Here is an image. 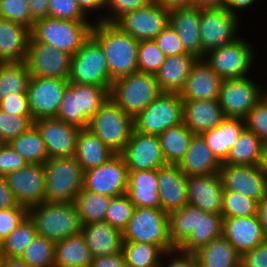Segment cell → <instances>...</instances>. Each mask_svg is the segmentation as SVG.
I'll return each instance as SVG.
<instances>
[{"label": "cell", "mask_w": 267, "mask_h": 267, "mask_svg": "<svg viewBox=\"0 0 267 267\" xmlns=\"http://www.w3.org/2000/svg\"><path fill=\"white\" fill-rule=\"evenodd\" d=\"M91 36L101 45L108 62L109 77L114 80L138 71L139 41L114 23L94 21Z\"/></svg>", "instance_id": "1"}, {"label": "cell", "mask_w": 267, "mask_h": 267, "mask_svg": "<svg viewBox=\"0 0 267 267\" xmlns=\"http://www.w3.org/2000/svg\"><path fill=\"white\" fill-rule=\"evenodd\" d=\"M37 235L53 240H63L81 233L82 224L74 202H42L28 209Z\"/></svg>", "instance_id": "2"}, {"label": "cell", "mask_w": 267, "mask_h": 267, "mask_svg": "<svg viewBox=\"0 0 267 267\" xmlns=\"http://www.w3.org/2000/svg\"><path fill=\"white\" fill-rule=\"evenodd\" d=\"M45 202H74L83 188L84 172L74 156L49 158L44 164Z\"/></svg>", "instance_id": "3"}, {"label": "cell", "mask_w": 267, "mask_h": 267, "mask_svg": "<svg viewBox=\"0 0 267 267\" xmlns=\"http://www.w3.org/2000/svg\"><path fill=\"white\" fill-rule=\"evenodd\" d=\"M93 21H70L46 17L34 22L31 37L72 56L91 36Z\"/></svg>", "instance_id": "4"}, {"label": "cell", "mask_w": 267, "mask_h": 267, "mask_svg": "<svg viewBox=\"0 0 267 267\" xmlns=\"http://www.w3.org/2000/svg\"><path fill=\"white\" fill-rule=\"evenodd\" d=\"M161 93L155 75L136 71L112 82L110 98L134 118Z\"/></svg>", "instance_id": "5"}, {"label": "cell", "mask_w": 267, "mask_h": 267, "mask_svg": "<svg viewBox=\"0 0 267 267\" xmlns=\"http://www.w3.org/2000/svg\"><path fill=\"white\" fill-rule=\"evenodd\" d=\"M122 234L123 242L157 245L165 253L176 250L169 238L168 214L162 208L135 207Z\"/></svg>", "instance_id": "6"}, {"label": "cell", "mask_w": 267, "mask_h": 267, "mask_svg": "<svg viewBox=\"0 0 267 267\" xmlns=\"http://www.w3.org/2000/svg\"><path fill=\"white\" fill-rule=\"evenodd\" d=\"M88 129L115 154H121L134 129V118L109 98L90 119Z\"/></svg>", "instance_id": "7"}, {"label": "cell", "mask_w": 267, "mask_h": 267, "mask_svg": "<svg viewBox=\"0 0 267 267\" xmlns=\"http://www.w3.org/2000/svg\"><path fill=\"white\" fill-rule=\"evenodd\" d=\"M68 81L111 90L108 62L101 45L90 36L72 56Z\"/></svg>", "instance_id": "8"}, {"label": "cell", "mask_w": 267, "mask_h": 267, "mask_svg": "<svg viewBox=\"0 0 267 267\" xmlns=\"http://www.w3.org/2000/svg\"><path fill=\"white\" fill-rule=\"evenodd\" d=\"M241 16L231 13L225 6L201 8V59L209 51L238 39ZM237 33V34H236Z\"/></svg>", "instance_id": "9"}, {"label": "cell", "mask_w": 267, "mask_h": 267, "mask_svg": "<svg viewBox=\"0 0 267 267\" xmlns=\"http://www.w3.org/2000/svg\"><path fill=\"white\" fill-rule=\"evenodd\" d=\"M182 122L183 101L180 94L162 92L134 117V129L144 134L159 135Z\"/></svg>", "instance_id": "10"}, {"label": "cell", "mask_w": 267, "mask_h": 267, "mask_svg": "<svg viewBox=\"0 0 267 267\" xmlns=\"http://www.w3.org/2000/svg\"><path fill=\"white\" fill-rule=\"evenodd\" d=\"M254 54L253 46L239 37L230 44L209 51L204 60L223 80L238 79L248 77Z\"/></svg>", "instance_id": "11"}, {"label": "cell", "mask_w": 267, "mask_h": 267, "mask_svg": "<svg viewBox=\"0 0 267 267\" xmlns=\"http://www.w3.org/2000/svg\"><path fill=\"white\" fill-rule=\"evenodd\" d=\"M252 78L225 79L222 81L218 102L226 118L245 119L249 111L264 96L266 90Z\"/></svg>", "instance_id": "12"}, {"label": "cell", "mask_w": 267, "mask_h": 267, "mask_svg": "<svg viewBox=\"0 0 267 267\" xmlns=\"http://www.w3.org/2000/svg\"><path fill=\"white\" fill-rule=\"evenodd\" d=\"M114 24L138 41L154 40L170 24V9L153 0L144 7L124 14Z\"/></svg>", "instance_id": "13"}, {"label": "cell", "mask_w": 267, "mask_h": 267, "mask_svg": "<svg viewBox=\"0 0 267 267\" xmlns=\"http://www.w3.org/2000/svg\"><path fill=\"white\" fill-rule=\"evenodd\" d=\"M72 55L50 45L35 41L31 36L25 63L31 77L68 79Z\"/></svg>", "instance_id": "14"}, {"label": "cell", "mask_w": 267, "mask_h": 267, "mask_svg": "<svg viewBox=\"0 0 267 267\" xmlns=\"http://www.w3.org/2000/svg\"><path fill=\"white\" fill-rule=\"evenodd\" d=\"M128 168L121 154H115L103 165L84 172L83 188L97 194L116 197L127 192Z\"/></svg>", "instance_id": "15"}, {"label": "cell", "mask_w": 267, "mask_h": 267, "mask_svg": "<svg viewBox=\"0 0 267 267\" xmlns=\"http://www.w3.org/2000/svg\"><path fill=\"white\" fill-rule=\"evenodd\" d=\"M68 79L31 77L27 96L33 121L56 117Z\"/></svg>", "instance_id": "16"}, {"label": "cell", "mask_w": 267, "mask_h": 267, "mask_svg": "<svg viewBox=\"0 0 267 267\" xmlns=\"http://www.w3.org/2000/svg\"><path fill=\"white\" fill-rule=\"evenodd\" d=\"M20 206L27 209L45 202V171L40 164H28L5 176Z\"/></svg>", "instance_id": "17"}, {"label": "cell", "mask_w": 267, "mask_h": 267, "mask_svg": "<svg viewBox=\"0 0 267 267\" xmlns=\"http://www.w3.org/2000/svg\"><path fill=\"white\" fill-rule=\"evenodd\" d=\"M121 155L128 171L159 169L167 165L158 135L144 134L135 129Z\"/></svg>", "instance_id": "18"}, {"label": "cell", "mask_w": 267, "mask_h": 267, "mask_svg": "<svg viewBox=\"0 0 267 267\" xmlns=\"http://www.w3.org/2000/svg\"><path fill=\"white\" fill-rule=\"evenodd\" d=\"M219 174L225 190L237 191L258 203L267 196V179L259 165L222 164Z\"/></svg>", "instance_id": "19"}, {"label": "cell", "mask_w": 267, "mask_h": 267, "mask_svg": "<svg viewBox=\"0 0 267 267\" xmlns=\"http://www.w3.org/2000/svg\"><path fill=\"white\" fill-rule=\"evenodd\" d=\"M44 141L49 158L74 156L81 128L56 117L33 121Z\"/></svg>", "instance_id": "20"}, {"label": "cell", "mask_w": 267, "mask_h": 267, "mask_svg": "<svg viewBox=\"0 0 267 267\" xmlns=\"http://www.w3.org/2000/svg\"><path fill=\"white\" fill-rule=\"evenodd\" d=\"M188 204L206 213L221 214L224 186L219 173L187 177Z\"/></svg>", "instance_id": "21"}, {"label": "cell", "mask_w": 267, "mask_h": 267, "mask_svg": "<svg viewBox=\"0 0 267 267\" xmlns=\"http://www.w3.org/2000/svg\"><path fill=\"white\" fill-rule=\"evenodd\" d=\"M222 235L241 255L267 239L257 215L223 218Z\"/></svg>", "instance_id": "22"}, {"label": "cell", "mask_w": 267, "mask_h": 267, "mask_svg": "<svg viewBox=\"0 0 267 267\" xmlns=\"http://www.w3.org/2000/svg\"><path fill=\"white\" fill-rule=\"evenodd\" d=\"M222 81L204 58L197 59L179 93L180 97L182 100H218Z\"/></svg>", "instance_id": "23"}, {"label": "cell", "mask_w": 267, "mask_h": 267, "mask_svg": "<svg viewBox=\"0 0 267 267\" xmlns=\"http://www.w3.org/2000/svg\"><path fill=\"white\" fill-rule=\"evenodd\" d=\"M158 193L167 214L188 204L187 176L179 165L167 164L158 169Z\"/></svg>", "instance_id": "24"}, {"label": "cell", "mask_w": 267, "mask_h": 267, "mask_svg": "<svg viewBox=\"0 0 267 267\" xmlns=\"http://www.w3.org/2000/svg\"><path fill=\"white\" fill-rule=\"evenodd\" d=\"M201 8L183 7L170 9V25L175 29L186 53L201 59L200 38Z\"/></svg>", "instance_id": "25"}, {"label": "cell", "mask_w": 267, "mask_h": 267, "mask_svg": "<svg viewBox=\"0 0 267 267\" xmlns=\"http://www.w3.org/2000/svg\"><path fill=\"white\" fill-rule=\"evenodd\" d=\"M183 123L194 133L202 134L217 127L225 118L218 100H182Z\"/></svg>", "instance_id": "26"}, {"label": "cell", "mask_w": 267, "mask_h": 267, "mask_svg": "<svg viewBox=\"0 0 267 267\" xmlns=\"http://www.w3.org/2000/svg\"><path fill=\"white\" fill-rule=\"evenodd\" d=\"M81 234L90 250L92 258L118 253L123 247L122 231L106 221L82 225Z\"/></svg>", "instance_id": "27"}, {"label": "cell", "mask_w": 267, "mask_h": 267, "mask_svg": "<svg viewBox=\"0 0 267 267\" xmlns=\"http://www.w3.org/2000/svg\"><path fill=\"white\" fill-rule=\"evenodd\" d=\"M30 29L0 18V63L26 60Z\"/></svg>", "instance_id": "28"}, {"label": "cell", "mask_w": 267, "mask_h": 267, "mask_svg": "<svg viewBox=\"0 0 267 267\" xmlns=\"http://www.w3.org/2000/svg\"><path fill=\"white\" fill-rule=\"evenodd\" d=\"M221 165L201 134L193 135L186 155L179 163L181 171L187 177L217 174Z\"/></svg>", "instance_id": "29"}, {"label": "cell", "mask_w": 267, "mask_h": 267, "mask_svg": "<svg viewBox=\"0 0 267 267\" xmlns=\"http://www.w3.org/2000/svg\"><path fill=\"white\" fill-rule=\"evenodd\" d=\"M198 58L192 54L166 56L155 74L161 92L180 93L185 86L191 68Z\"/></svg>", "instance_id": "30"}, {"label": "cell", "mask_w": 267, "mask_h": 267, "mask_svg": "<svg viewBox=\"0 0 267 267\" xmlns=\"http://www.w3.org/2000/svg\"><path fill=\"white\" fill-rule=\"evenodd\" d=\"M126 194L135 207L161 208L158 169L129 171Z\"/></svg>", "instance_id": "31"}, {"label": "cell", "mask_w": 267, "mask_h": 267, "mask_svg": "<svg viewBox=\"0 0 267 267\" xmlns=\"http://www.w3.org/2000/svg\"><path fill=\"white\" fill-rule=\"evenodd\" d=\"M245 128L244 119L225 118L217 127L201 135L216 158L223 163Z\"/></svg>", "instance_id": "32"}, {"label": "cell", "mask_w": 267, "mask_h": 267, "mask_svg": "<svg viewBox=\"0 0 267 267\" xmlns=\"http://www.w3.org/2000/svg\"><path fill=\"white\" fill-rule=\"evenodd\" d=\"M223 216L221 214L206 213L197 208L196 228L187 240L178 248L182 253L195 254L206 244L222 236Z\"/></svg>", "instance_id": "33"}, {"label": "cell", "mask_w": 267, "mask_h": 267, "mask_svg": "<svg viewBox=\"0 0 267 267\" xmlns=\"http://www.w3.org/2000/svg\"><path fill=\"white\" fill-rule=\"evenodd\" d=\"M114 155L115 153L88 128L80 130L74 157L77 159L83 172L103 165Z\"/></svg>", "instance_id": "34"}, {"label": "cell", "mask_w": 267, "mask_h": 267, "mask_svg": "<svg viewBox=\"0 0 267 267\" xmlns=\"http://www.w3.org/2000/svg\"><path fill=\"white\" fill-rule=\"evenodd\" d=\"M197 267H241V254L222 235L195 254Z\"/></svg>", "instance_id": "35"}, {"label": "cell", "mask_w": 267, "mask_h": 267, "mask_svg": "<svg viewBox=\"0 0 267 267\" xmlns=\"http://www.w3.org/2000/svg\"><path fill=\"white\" fill-rule=\"evenodd\" d=\"M91 262L90 250L81 233L55 243L54 267H90Z\"/></svg>", "instance_id": "36"}, {"label": "cell", "mask_w": 267, "mask_h": 267, "mask_svg": "<svg viewBox=\"0 0 267 267\" xmlns=\"http://www.w3.org/2000/svg\"><path fill=\"white\" fill-rule=\"evenodd\" d=\"M193 135L183 122L158 135L166 164L179 165L186 155Z\"/></svg>", "instance_id": "37"}, {"label": "cell", "mask_w": 267, "mask_h": 267, "mask_svg": "<svg viewBox=\"0 0 267 267\" xmlns=\"http://www.w3.org/2000/svg\"><path fill=\"white\" fill-rule=\"evenodd\" d=\"M264 145L255 133L245 128L222 164L259 165Z\"/></svg>", "instance_id": "38"}, {"label": "cell", "mask_w": 267, "mask_h": 267, "mask_svg": "<svg viewBox=\"0 0 267 267\" xmlns=\"http://www.w3.org/2000/svg\"><path fill=\"white\" fill-rule=\"evenodd\" d=\"M8 144L29 164L43 165L49 159L41 134L34 124Z\"/></svg>", "instance_id": "39"}, {"label": "cell", "mask_w": 267, "mask_h": 267, "mask_svg": "<svg viewBox=\"0 0 267 267\" xmlns=\"http://www.w3.org/2000/svg\"><path fill=\"white\" fill-rule=\"evenodd\" d=\"M111 197L82 188L75 198L82 225L104 221Z\"/></svg>", "instance_id": "40"}, {"label": "cell", "mask_w": 267, "mask_h": 267, "mask_svg": "<svg viewBox=\"0 0 267 267\" xmlns=\"http://www.w3.org/2000/svg\"><path fill=\"white\" fill-rule=\"evenodd\" d=\"M30 78L25 61L0 63V100L7 95L26 93Z\"/></svg>", "instance_id": "41"}, {"label": "cell", "mask_w": 267, "mask_h": 267, "mask_svg": "<svg viewBox=\"0 0 267 267\" xmlns=\"http://www.w3.org/2000/svg\"><path fill=\"white\" fill-rule=\"evenodd\" d=\"M37 235L34 222L27 216L3 241L0 242L2 258H20Z\"/></svg>", "instance_id": "42"}, {"label": "cell", "mask_w": 267, "mask_h": 267, "mask_svg": "<svg viewBox=\"0 0 267 267\" xmlns=\"http://www.w3.org/2000/svg\"><path fill=\"white\" fill-rule=\"evenodd\" d=\"M169 238L172 245L178 249L196 228L197 207L190 204L168 214Z\"/></svg>", "instance_id": "43"}, {"label": "cell", "mask_w": 267, "mask_h": 267, "mask_svg": "<svg viewBox=\"0 0 267 267\" xmlns=\"http://www.w3.org/2000/svg\"><path fill=\"white\" fill-rule=\"evenodd\" d=\"M122 252L126 267H153L166 258L159 246L149 243L123 242Z\"/></svg>", "instance_id": "44"}, {"label": "cell", "mask_w": 267, "mask_h": 267, "mask_svg": "<svg viewBox=\"0 0 267 267\" xmlns=\"http://www.w3.org/2000/svg\"><path fill=\"white\" fill-rule=\"evenodd\" d=\"M55 243L53 240L36 235L20 259L30 267H54Z\"/></svg>", "instance_id": "45"}, {"label": "cell", "mask_w": 267, "mask_h": 267, "mask_svg": "<svg viewBox=\"0 0 267 267\" xmlns=\"http://www.w3.org/2000/svg\"><path fill=\"white\" fill-rule=\"evenodd\" d=\"M56 118L81 129L88 128L89 119L79 112L78 83L66 87Z\"/></svg>", "instance_id": "46"}, {"label": "cell", "mask_w": 267, "mask_h": 267, "mask_svg": "<svg viewBox=\"0 0 267 267\" xmlns=\"http://www.w3.org/2000/svg\"><path fill=\"white\" fill-rule=\"evenodd\" d=\"M110 98V91L105 87L78 83L79 112L89 120Z\"/></svg>", "instance_id": "47"}, {"label": "cell", "mask_w": 267, "mask_h": 267, "mask_svg": "<svg viewBox=\"0 0 267 267\" xmlns=\"http://www.w3.org/2000/svg\"><path fill=\"white\" fill-rule=\"evenodd\" d=\"M258 202L242 193L224 190L222 216L248 217L257 215Z\"/></svg>", "instance_id": "48"}, {"label": "cell", "mask_w": 267, "mask_h": 267, "mask_svg": "<svg viewBox=\"0 0 267 267\" xmlns=\"http://www.w3.org/2000/svg\"><path fill=\"white\" fill-rule=\"evenodd\" d=\"M134 209L135 205L126 193L111 197L104 221L123 232L133 215Z\"/></svg>", "instance_id": "49"}, {"label": "cell", "mask_w": 267, "mask_h": 267, "mask_svg": "<svg viewBox=\"0 0 267 267\" xmlns=\"http://www.w3.org/2000/svg\"><path fill=\"white\" fill-rule=\"evenodd\" d=\"M137 57L138 71L153 75L158 72L166 58L154 40L139 41Z\"/></svg>", "instance_id": "50"}, {"label": "cell", "mask_w": 267, "mask_h": 267, "mask_svg": "<svg viewBox=\"0 0 267 267\" xmlns=\"http://www.w3.org/2000/svg\"><path fill=\"white\" fill-rule=\"evenodd\" d=\"M32 125V116L12 115L0 110V143H9Z\"/></svg>", "instance_id": "51"}, {"label": "cell", "mask_w": 267, "mask_h": 267, "mask_svg": "<svg viewBox=\"0 0 267 267\" xmlns=\"http://www.w3.org/2000/svg\"><path fill=\"white\" fill-rule=\"evenodd\" d=\"M0 18L33 28L29 5L27 0H0Z\"/></svg>", "instance_id": "52"}, {"label": "cell", "mask_w": 267, "mask_h": 267, "mask_svg": "<svg viewBox=\"0 0 267 267\" xmlns=\"http://www.w3.org/2000/svg\"><path fill=\"white\" fill-rule=\"evenodd\" d=\"M245 126L267 144V95L257 102L245 117Z\"/></svg>", "instance_id": "53"}, {"label": "cell", "mask_w": 267, "mask_h": 267, "mask_svg": "<svg viewBox=\"0 0 267 267\" xmlns=\"http://www.w3.org/2000/svg\"><path fill=\"white\" fill-rule=\"evenodd\" d=\"M153 0H105V8L108 14H103L95 21L115 23L124 14L146 6Z\"/></svg>", "instance_id": "54"}, {"label": "cell", "mask_w": 267, "mask_h": 267, "mask_svg": "<svg viewBox=\"0 0 267 267\" xmlns=\"http://www.w3.org/2000/svg\"><path fill=\"white\" fill-rule=\"evenodd\" d=\"M49 17L70 21H88L77 0H49Z\"/></svg>", "instance_id": "55"}, {"label": "cell", "mask_w": 267, "mask_h": 267, "mask_svg": "<svg viewBox=\"0 0 267 267\" xmlns=\"http://www.w3.org/2000/svg\"><path fill=\"white\" fill-rule=\"evenodd\" d=\"M154 41L165 56L186 54L182 42L175 29L170 24H168L164 30L154 38Z\"/></svg>", "instance_id": "56"}, {"label": "cell", "mask_w": 267, "mask_h": 267, "mask_svg": "<svg viewBox=\"0 0 267 267\" xmlns=\"http://www.w3.org/2000/svg\"><path fill=\"white\" fill-rule=\"evenodd\" d=\"M28 216L23 206L0 210V242L3 241Z\"/></svg>", "instance_id": "57"}, {"label": "cell", "mask_w": 267, "mask_h": 267, "mask_svg": "<svg viewBox=\"0 0 267 267\" xmlns=\"http://www.w3.org/2000/svg\"><path fill=\"white\" fill-rule=\"evenodd\" d=\"M28 164L8 143H0V176H6Z\"/></svg>", "instance_id": "58"}, {"label": "cell", "mask_w": 267, "mask_h": 267, "mask_svg": "<svg viewBox=\"0 0 267 267\" xmlns=\"http://www.w3.org/2000/svg\"><path fill=\"white\" fill-rule=\"evenodd\" d=\"M0 110L12 115L32 116L26 93L7 95L0 100Z\"/></svg>", "instance_id": "59"}, {"label": "cell", "mask_w": 267, "mask_h": 267, "mask_svg": "<svg viewBox=\"0 0 267 267\" xmlns=\"http://www.w3.org/2000/svg\"><path fill=\"white\" fill-rule=\"evenodd\" d=\"M241 267H267V239L241 255Z\"/></svg>", "instance_id": "60"}, {"label": "cell", "mask_w": 267, "mask_h": 267, "mask_svg": "<svg viewBox=\"0 0 267 267\" xmlns=\"http://www.w3.org/2000/svg\"><path fill=\"white\" fill-rule=\"evenodd\" d=\"M165 256L170 257L166 267H197L194 254L182 253L176 249L165 253ZM163 267L165 266L163 265Z\"/></svg>", "instance_id": "61"}, {"label": "cell", "mask_w": 267, "mask_h": 267, "mask_svg": "<svg viewBox=\"0 0 267 267\" xmlns=\"http://www.w3.org/2000/svg\"><path fill=\"white\" fill-rule=\"evenodd\" d=\"M90 267H126L122 250L118 253L92 258Z\"/></svg>", "instance_id": "62"}, {"label": "cell", "mask_w": 267, "mask_h": 267, "mask_svg": "<svg viewBox=\"0 0 267 267\" xmlns=\"http://www.w3.org/2000/svg\"><path fill=\"white\" fill-rule=\"evenodd\" d=\"M20 206L12 190L10 189L5 176H0V210Z\"/></svg>", "instance_id": "63"}, {"label": "cell", "mask_w": 267, "mask_h": 267, "mask_svg": "<svg viewBox=\"0 0 267 267\" xmlns=\"http://www.w3.org/2000/svg\"><path fill=\"white\" fill-rule=\"evenodd\" d=\"M32 20L49 17V0H27Z\"/></svg>", "instance_id": "64"}, {"label": "cell", "mask_w": 267, "mask_h": 267, "mask_svg": "<svg viewBox=\"0 0 267 267\" xmlns=\"http://www.w3.org/2000/svg\"><path fill=\"white\" fill-rule=\"evenodd\" d=\"M77 3L83 13L88 17L90 12H93L97 10H103L105 8V0H77ZM89 13V14H88Z\"/></svg>", "instance_id": "65"}, {"label": "cell", "mask_w": 267, "mask_h": 267, "mask_svg": "<svg viewBox=\"0 0 267 267\" xmlns=\"http://www.w3.org/2000/svg\"><path fill=\"white\" fill-rule=\"evenodd\" d=\"M257 0H224V6L233 14L238 15L236 12L241 9H247L251 5H254Z\"/></svg>", "instance_id": "66"}, {"label": "cell", "mask_w": 267, "mask_h": 267, "mask_svg": "<svg viewBox=\"0 0 267 267\" xmlns=\"http://www.w3.org/2000/svg\"><path fill=\"white\" fill-rule=\"evenodd\" d=\"M257 216L267 237V196L258 203Z\"/></svg>", "instance_id": "67"}, {"label": "cell", "mask_w": 267, "mask_h": 267, "mask_svg": "<svg viewBox=\"0 0 267 267\" xmlns=\"http://www.w3.org/2000/svg\"><path fill=\"white\" fill-rule=\"evenodd\" d=\"M167 9L191 7V0H154Z\"/></svg>", "instance_id": "68"}, {"label": "cell", "mask_w": 267, "mask_h": 267, "mask_svg": "<svg viewBox=\"0 0 267 267\" xmlns=\"http://www.w3.org/2000/svg\"><path fill=\"white\" fill-rule=\"evenodd\" d=\"M224 6V0H191V7L207 8Z\"/></svg>", "instance_id": "69"}, {"label": "cell", "mask_w": 267, "mask_h": 267, "mask_svg": "<svg viewBox=\"0 0 267 267\" xmlns=\"http://www.w3.org/2000/svg\"><path fill=\"white\" fill-rule=\"evenodd\" d=\"M3 267H30L20 258H2Z\"/></svg>", "instance_id": "70"}, {"label": "cell", "mask_w": 267, "mask_h": 267, "mask_svg": "<svg viewBox=\"0 0 267 267\" xmlns=\"http://www.w3.org/2000/svg\"><path fill=\"white\" fill-rule=\"evenodd\" d=\"M259 167L267 179V144L264 145Z\"/></svg>", "instance_id": "71"}, {"label": "cell", "mask_w": 267, "mask_h": 267, "mask_svg": "<svg viewBox=\"0 0 267 267\" xmlns=\"http://www.w3.org/2000/svg\"><path fill=\"white\" fill-rule=\"evenodd\" d=\"M153 267H163V261L158 263L157 265L153 266Z\"/></svg>", "instance_id": "72"}, {"label": "cell", "mask_w": 267, "mask_h": 267, "mask_svg": "<svg viewBox=\"0 0 267 267\" xmlns=\"http://www.w3.org/2000/svg\"><path fill=\"white\" fill-rule=\"evenodd\" d=\"M0 267H3L2 266V257L0 256Z\"/></svg>", "instance_id": "73"}]
</instances>
